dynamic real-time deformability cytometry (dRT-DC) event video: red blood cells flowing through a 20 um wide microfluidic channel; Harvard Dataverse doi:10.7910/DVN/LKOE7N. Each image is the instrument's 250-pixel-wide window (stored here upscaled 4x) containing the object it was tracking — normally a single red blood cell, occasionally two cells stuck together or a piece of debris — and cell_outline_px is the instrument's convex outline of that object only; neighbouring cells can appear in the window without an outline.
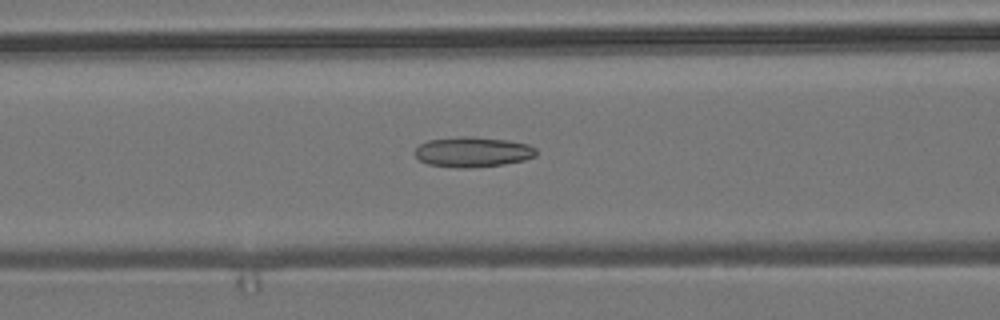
{"species": "common noctule bat (a hibernating species)", "species_latin": "Nyctalus noctula", "temperature_condition": "room temperature", "stored_images_in_passage": 55, "camera_frame_rate_fps": 3000, "um_per_image_px": 0.085, "animal": {"sex": "male", "body_mass_g": 19.2, "forearm_length_mm": 51.8}, "frame": {"image": 1, "passage_image": 22, "time_ms": 7.0, "image_size_px": [1000, 320], "cell_outline_px": [[536, 156], [524, 160], [504, 164], [472, 168], [456, 168], [428, 164], [420, 160], [412, 152], [420, 144], [428, 140], [460, 136], [472, 136], [508, 140], [528, 144], [536, 148]], "centroid_in_image_um": [40.17, 12.91], "position_along_channel_um": 126.4, "area_um2": 21.56}}
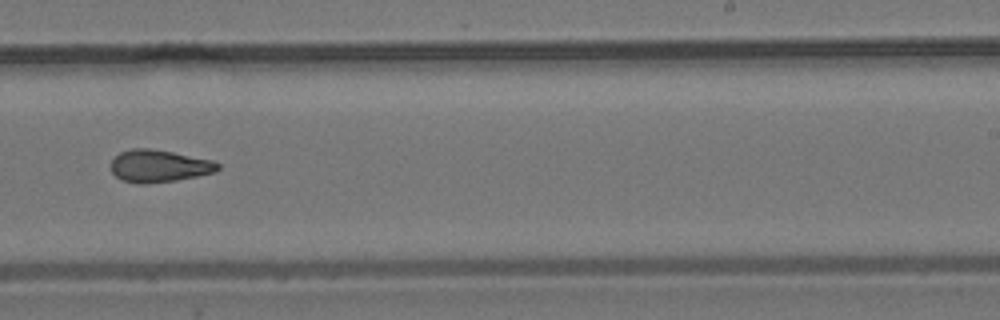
{"frame": {"image": 2, "passage_image": 34, "time_ms": 11.0, "image_size_px": [1000, 320], "cell_outline_px": [[220, 168], [216, 172], [176, 180], [148, 184], [136, 184], [124, 180], [116, 176], [112, 172], [112, 160], [120, 152], [132, 148], [148, 148], [172, 152], [212, 160], [220, 164]], "centroid_in_image_um": [13.53, 14.11], "position_along_channel_um": 275.5, "area_um2": 20.06}}
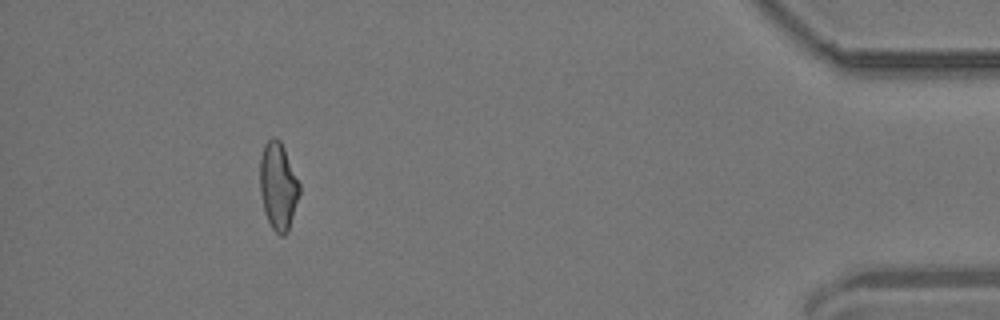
{"frame": {"image": 3, "passage_image": 50, "time_ms": 16.333, "image_size_px": [1000, 320], "cell_outline_px": [[300, 192], [288, 232], [284, 236], [280, 236], [272, 228], [264, 212], [260, 192], [260, 160], [264, 144], [272, 136], [276, 136], [280, 140], [284, 148], [300, 184]], "centroid_in_image_um": [23.64, 15.82], "position_along_channel_um": 411.6, "area_um2": 20.17}, "authors_computed_cell_mechanics": {"area_um2": 20.4612, "velocity_mm_per_s": 3.7345, "shape_relaxation_time_tau1_ms": null, "shape_relaxation_time_tau2_ms": 3.4234, "deformation_change_tau1": null, "deformation_change_tau2": 0.1134}}